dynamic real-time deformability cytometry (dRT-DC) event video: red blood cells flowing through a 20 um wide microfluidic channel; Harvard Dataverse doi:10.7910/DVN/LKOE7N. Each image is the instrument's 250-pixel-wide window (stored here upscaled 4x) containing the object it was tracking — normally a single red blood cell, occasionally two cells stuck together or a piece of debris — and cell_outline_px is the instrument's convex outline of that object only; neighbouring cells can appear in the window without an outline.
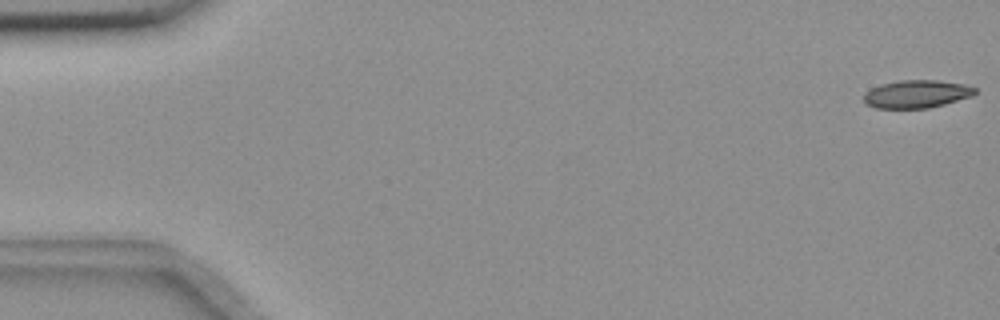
{"species": "common noctule bat (a hibernating species)", "species_latin": "Nyctalus noctula", "temperature_condition": "room temperature", "stored_images_in_passage": 55, "camera_frame_rate_fps": 3000, "um_per_image_px": 0.085, "animal": {"sex": "female", "body_mass_g": 18.4}, "frame": {"image": 1, "passage_image": 1, "time_ms": 0.0, "image_size_px": [1000, 320], "cell_outline_px": [[976, 92], [972, 96], [944, 104], [928, 108], [876, 108], [864, 104], [864, 92], [880, 84], [900, 80], [936, 80], [964, 84], [976, 88]], "centroid_in_image_um": [77.88, 7.99], "position_along_channel_um": 7.1, "area_um2": 18.09}}
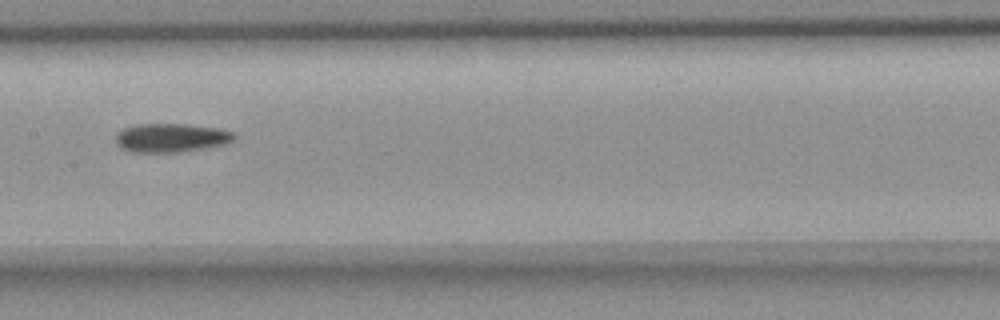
{"frame": {"image": 2, "passage_image": 28, "time_ms": 9.0, "image_size_px": [1000, 320], "cell_outline_px": [[236, 140], [228, 144], [180, 152], [132, 152], [120, 148], [116, 144], [116, 136], [124, 128], [136, 124], [188, 124], [216, 128], [236, 132]], "centroid_in_image_um": [14.6, 11.71], "position_along_channel_um": 192.8, "area_um2": 20.06}}
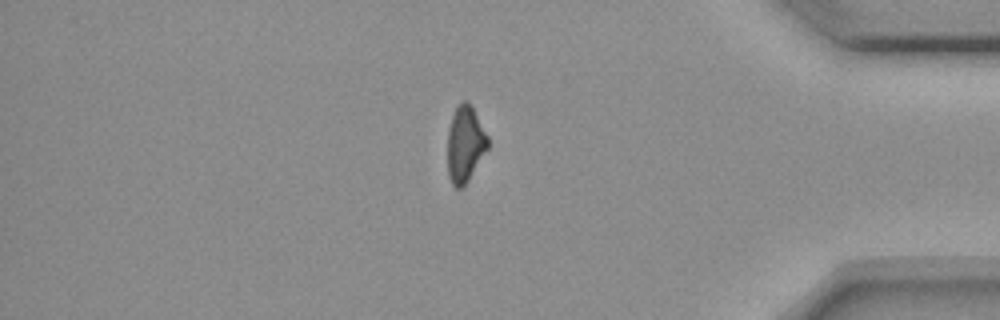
{"frame": {"image": 3, "passage_image": 47, "time_ms": 15.333, "image_size_px": [1000, 320], "cell_outline_px": [[488, 148], [464, 188], [456, 188], [452, 184], [448, 176], [448, 128], [456, 104], [460, 100], [468, 100], [472, 104], [488, 136]], "centroid_in_image_um": [39.53, 12.21], "position_along_channel_um": 395.7, "area_um2": 18.32}, "authors_computed_cell_mechanics": {"area_um2": 19.0162, "velocity_mm_per_s": 3.6827, "shape_relaxation_time_tau1_ms": null, "shape_relaxation_time_tau2_ms": 6.1201, "deformation_change_tau1": null, "deformation_change_tau2": 0.135}}